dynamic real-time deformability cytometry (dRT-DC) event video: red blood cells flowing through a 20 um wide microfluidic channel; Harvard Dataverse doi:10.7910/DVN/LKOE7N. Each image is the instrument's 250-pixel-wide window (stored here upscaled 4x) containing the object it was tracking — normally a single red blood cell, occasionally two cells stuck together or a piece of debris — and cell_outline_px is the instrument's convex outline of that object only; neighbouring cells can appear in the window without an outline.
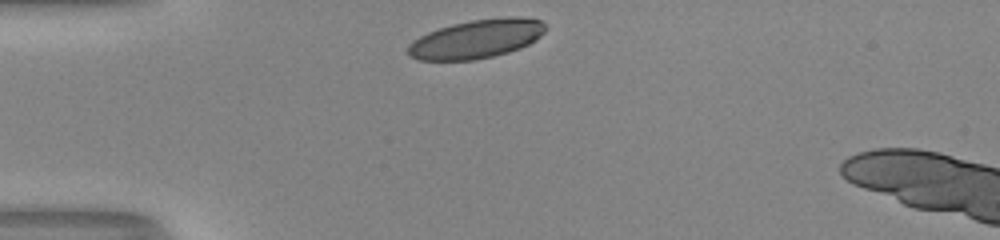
{"species": "human", "species_latin": "Homo sapiens", "temperature_condition": "room temperature", "stored_images_in_passage": 29, "camera_frame_rate_fps": 3000, "um_per_image_px": 0.085, "donor": {"sex": "male"}, "frame": {"image": 1, "passage_image": 1, "time_ms": 0.0, "image_size_px": [1000, 240], "cell_outline_px": [[548, 28], [540, 36], [528, 44], [520, 48], [508, 52], [476, 60], [420, 60], [408, 56], [408, 44], [412, 40], [428, 32], [452, 24], [472, 20], [508, 16], [520, 16], [540, 20], [548, 24]], "centroid_in_image_um": [40.52, 3.3], "position_along_channel_um": 44.5, "area_um2": 31.21}}
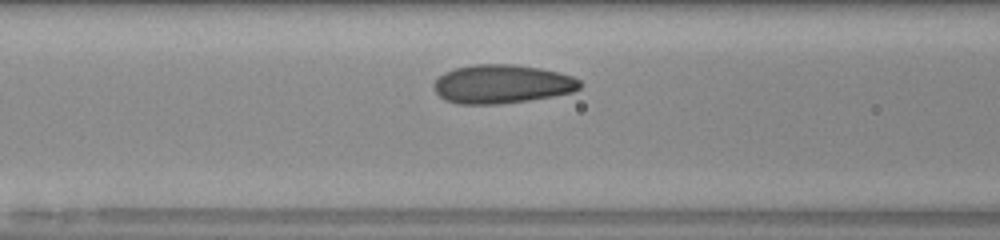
{"frame": {"image": 2, "passage_image": 9, "time_ms": 2.667, "image_size_px": [1000, 240], "cell_outline_px": [[584, 84], [580, 88], [572, 92], [552, 96], [528, 100], [500, 104], [456, 104], [444, 100], [436, 92], [432, 84], [444, 72], [456, 68], [472, 64], [512, 64], [540, 68], [560, 72], [572, 76], [580, 80]], "centroid_in_image_um": [42.67, 7.14], "position_along_channel_um": 123.9, "area_um2": 33.18}}
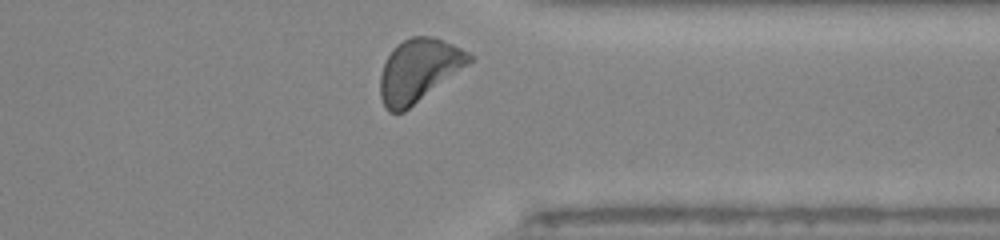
{"frame": {"image": 3, "passage_image": 28, "time_ms": 9.0, "image_size_px": [1000, 240], "cell_outline_px": [[472, 60], [468, 64], [404, 112], [388, 112], [380, 96], [380, 76], [384, 64], [392, 48], [396, 44], [412, 36], [436, 36], [468, 52], [472, 56]], "centroid_in_image_um": [35.56, 5.96], "position_along_channel_um": 375.8, "area_um2": 32.25}, "authors_computed_cell_mechanics": {"area_um2": 31.8478, "velocity_mm_per_s": 4.0144, "shape_relaxation_time_tau1_ms": 2.8693, "shape_relaxation_time_tau2_ms": null, "deformation_change_tau1": 0.1564, "deformation_change_tau2": null}}